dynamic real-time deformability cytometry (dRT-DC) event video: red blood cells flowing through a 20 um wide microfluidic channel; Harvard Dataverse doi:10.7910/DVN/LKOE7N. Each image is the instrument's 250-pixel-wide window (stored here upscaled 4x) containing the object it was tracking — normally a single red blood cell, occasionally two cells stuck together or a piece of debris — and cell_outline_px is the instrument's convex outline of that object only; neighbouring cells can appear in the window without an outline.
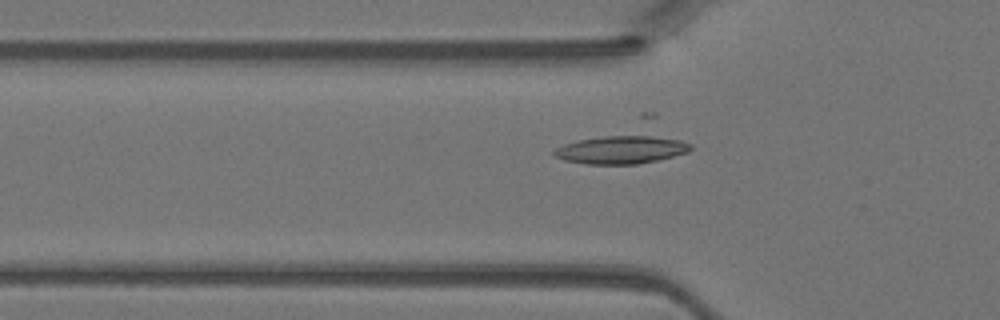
{"species": "Egyptian fruit bat (a non-hibernating species)", "species_latin": "Rousettus aegyptiacus", "temperature_condition": "warm", "stored_images_in_passage": 37, "camera_frame_rate_fps": 3000, "um_per_image_px": 0.085, "animal": {"sex": "female"}, "frame": {"image": 1, "passage_image": 6, "time_ms": 1.667, "image_size_px": [1000, 320], "cell_outline_px": [[692, 148], [688, 152], [656, 160], [636, 164], [584, 164], [564, 160], [556, 156], [552, 152], [556, 148], [564, 144], [580, 140], [604, 136], [640, 132], [644, 132], [680, 140], [692, 144]], "centroid_in_image_um": [52.87, 12.68], "position_along_channel_um": 72.9, "area_um2": 22.95}}
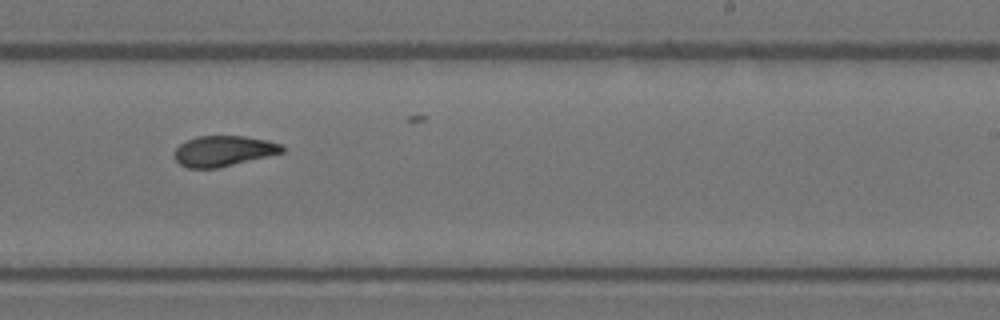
{"frame": {"image": 2, "passage_image": 19, "time_ms": 6.0, "image_size_px": [1000, 320], "cell_outline_px": [[284, 152], [216, 168], [188, 168], [180, 164], [176, 160], [176, 148], [180, 144], [196, 136], [244, 136], [268, 140], [280, 144], [284, 148]], "centroid_in_image_um": [19.0, 12.82], "position_along_channel_um": 270.0, "area_um2": 18.84}}
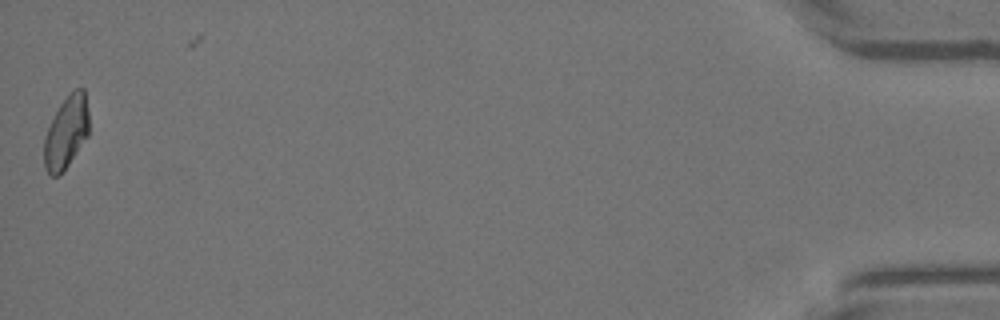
{"frame": {"image": 3, "passage_image": 36, "time_ms": 11.667, "image_size_px": [1000, 320], "cell_outline_px": [[88, 136], [64, 172], [60, 176], [52, 176], [44, 168], [44, 136], [60, 104], [76, 88], [84, 88], [88, 112]], "centroid_in_image_um": [5.63, 11.3], "position_along_channel_um": 429.6, "area_um2": 18.9}}